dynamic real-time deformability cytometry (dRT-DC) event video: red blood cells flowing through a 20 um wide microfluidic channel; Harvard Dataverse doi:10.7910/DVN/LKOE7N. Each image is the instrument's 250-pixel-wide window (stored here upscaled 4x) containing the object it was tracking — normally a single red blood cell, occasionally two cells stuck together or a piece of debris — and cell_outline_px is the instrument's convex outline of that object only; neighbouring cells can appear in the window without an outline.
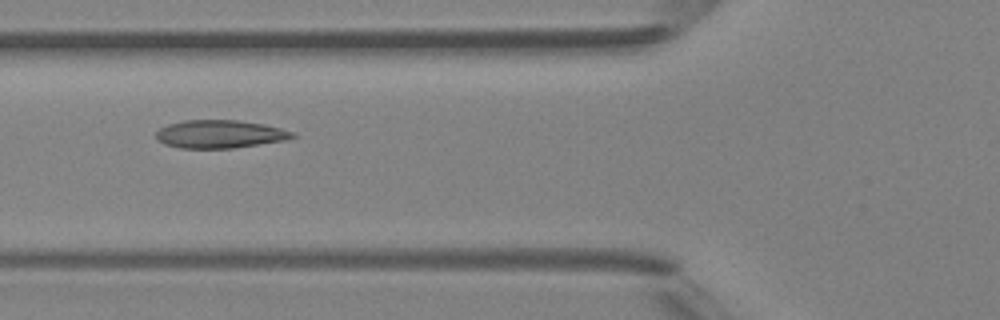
{"species": "Egyptian fruit bat (a non-hibernating species)", "species_latin": "Rousettus aegyptiacus", "temperature_condition": "room temperature", "stored_images_in_passage": 5, "camera_frame_rate_fps": 3000, "um_per_image_px": 0.085, "animal": {"sex": "female"}, "frame": {"image": 1, "passage_image": 5, "time_ms": 4.667, "image_size_px": [1000, 320], "cell_outline_px": [[296, 136], [288, 140], [232, 148], [180, 148], [164, 144], [156, 140], [156, 132], [160, 128], [168, 124], [184, 120], [236, 120], [264, 124], [296, 132]], "centroid_in_image_um": [18.7, 11.4], "position_along_channel_um": 107.1, "area_um2": 22.43}}